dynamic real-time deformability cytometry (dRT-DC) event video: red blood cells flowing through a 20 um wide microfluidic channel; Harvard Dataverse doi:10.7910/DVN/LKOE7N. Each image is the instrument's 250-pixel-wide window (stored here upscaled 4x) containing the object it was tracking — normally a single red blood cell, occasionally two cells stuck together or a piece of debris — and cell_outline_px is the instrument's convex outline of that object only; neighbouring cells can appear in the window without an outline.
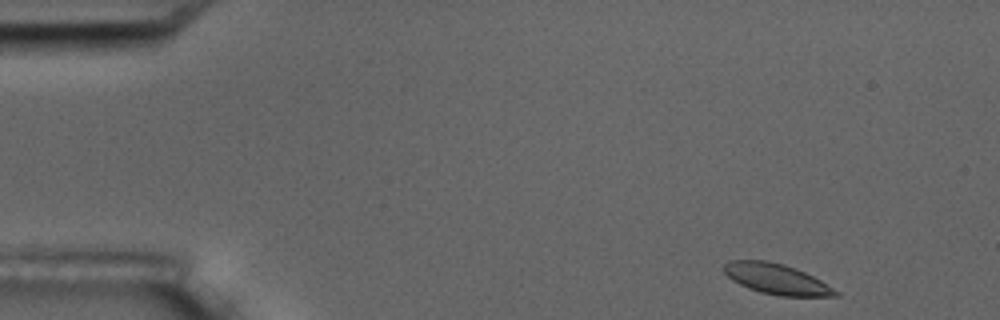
{"species": "common noctule bat (a hibernating species)", "species_latin": "Nyctalus noctula", "temperature_condition": "room temperature", "stored_images_in_passage": 4, "camera_frame_rate_fps": 3000, "um_per_image_px": 0.085, "animal": {"sex": "male", "body_mass_g": 17.5, "forearm_length_mm": 52.3}, "frame": {"image": 1, "passage_image": 1, "time_ms": 0.0, "image_size_px": [1000, 320], "cell_outline_px": [[840, 296], [780, 296], [760, 292], [748, 288], [732, 280], [724, 272], [724, 264], [728, 260], [768, 260], [784, 264], [796, 268], [820, 280], [840, 292]], "centroid_in_image_um": [66.0, 23.71], "position_along_channel_um": 19.0, "area_um2": 19.83}}
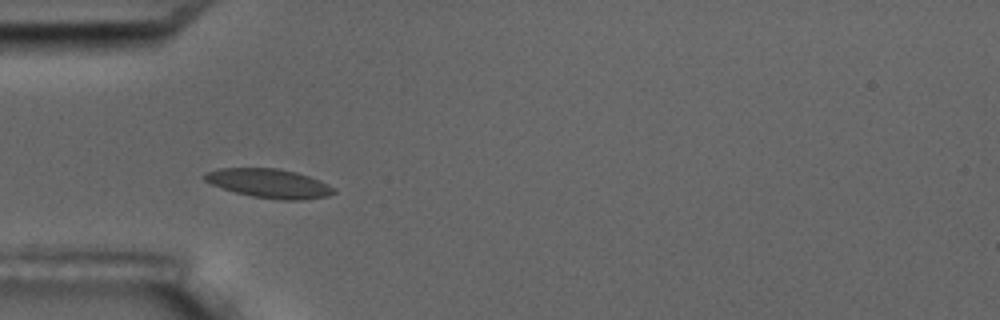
{"frame": {"image": 2, "passage_image": 4, "time_ms": 4.0, "image_size_px": [1000, 320], "cell_outline_px": [[336, 192], [328, 196], [300, 200], [280, 200], [252, 196], [236, 192], [212, 184], [204, 180], [200, 176], [204, 172], [216, 168], [276, 168], [296, 172], [320, 180], [336, 188]], "centroid_in_image_um": [22.86, 15.58], "position_along_channel_um": 62.1, "area_um2": 21.96}}